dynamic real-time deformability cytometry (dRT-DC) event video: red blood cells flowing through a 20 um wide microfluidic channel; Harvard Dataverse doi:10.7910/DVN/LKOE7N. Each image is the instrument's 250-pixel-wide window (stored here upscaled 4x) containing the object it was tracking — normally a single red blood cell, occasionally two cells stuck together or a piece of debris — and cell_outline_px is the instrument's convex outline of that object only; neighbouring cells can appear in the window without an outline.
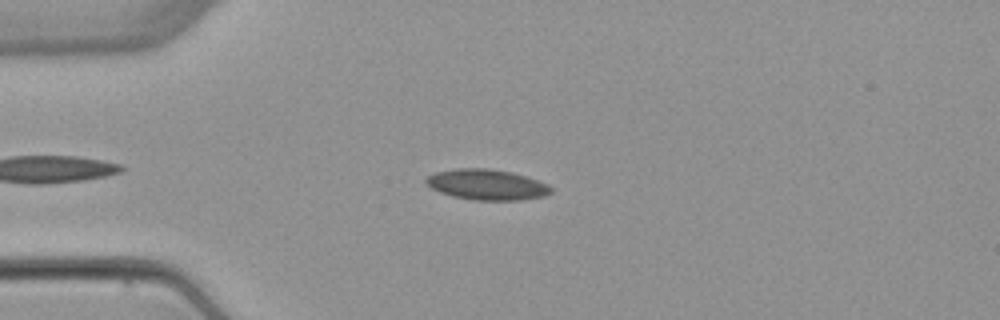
{"species": "common noctule bat (a hibernating species)", "species_latin": "Nyctalus noctula", "temperature_condition": "warm", "stored_images_in_passage": 4, "camera_frame_rate_fps": 3000, "um_per_image_px": 0.085, "animal": {"sex": "female", "body_mass_g": 22.7, "forearm_length_mm": 54.2}, "frame": {"image": 1, "passage_image": 3, "time_ms": 2.667, "image_size_px": [1000, 320], "cell_outline_px": [[552, 192], [544, 196], [520, 200], [472, 200], [452, 196], [440, 192], [432, 188], [424, 180], [428, 176], [436, 172], [456, 168], [488, 168], [512, 172], [548, 184], [552, 188]], "centroid_in_image_um": [41.38, 15.69], "position_along_channel_um": 43.6, "area_um2": 22.2}}